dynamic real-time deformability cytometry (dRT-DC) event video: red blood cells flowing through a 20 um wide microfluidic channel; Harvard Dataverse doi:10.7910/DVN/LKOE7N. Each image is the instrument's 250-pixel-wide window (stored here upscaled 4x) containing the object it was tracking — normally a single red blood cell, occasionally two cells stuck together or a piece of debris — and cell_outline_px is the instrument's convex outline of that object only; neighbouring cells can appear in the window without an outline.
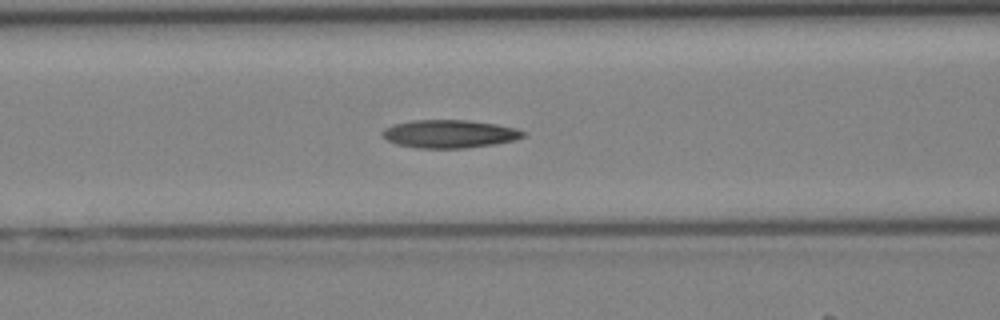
{"species": "Egyptian fruit bat (a non-hibernating species)", "species_latin": "Rousettus aegyptiacus", "temperature_condition": "cold", "stored_images_in_passage": 40, "camera_frame_rate_fps": 3000, "um_per_image_px": 0.085, "animal": {"sex": "female"}, "frame": {"image": 1, "passage_image": 16, "time_ms": 5.0, "image_size_px": [1000, 320], "cell_outline_px": [[528, 132], [524, 136], [516, 140], [492, 144], [464, 148], [416, 148], [396, 144], [380, 136], [380, 132], [384, 128], [396, 124], [412, 120], [468, 120], [496, 124], [516, 128]], "centroid_in_image_um": [38.2, 11.38], "position_along_channel_um": 128.4, "area_um2": 23.12}}
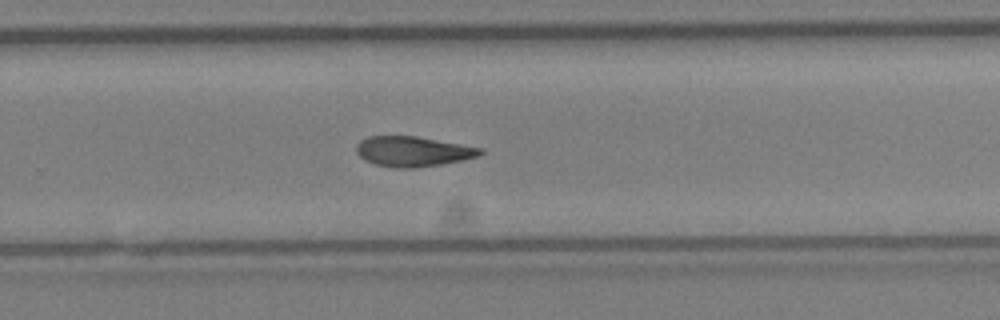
{"frame": {"image": 2, "passage_image": 26, "time_ms": 8.333, "image_size_px": [1000, 320], "cell_outline_px": [[484, 152], [480, 156], [440, 164], [412, 168], [392, 168], [376, 164], [364, 160], [356, 152], [356, 144], [360, 140], [368, 136], [416, 136], [484, 148]], "centroid_in_image_um": [35.09, 12.86], "position_along_channel_um": 294.7, "area_um2": 21.79}}
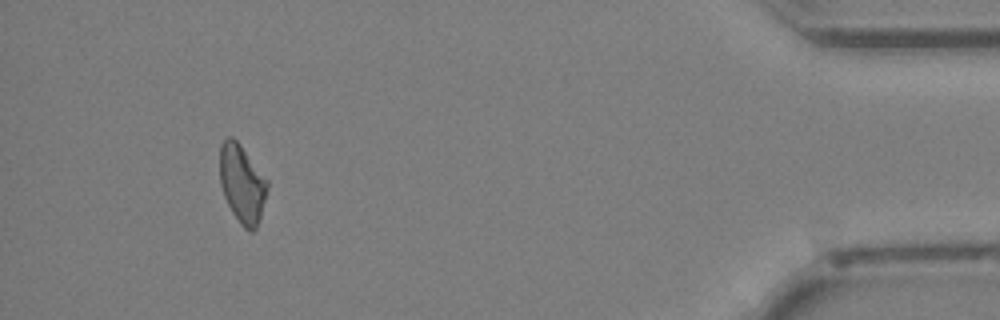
{"frame": {"image": 3, "passage_image": 37, "time_ms": 12.0, "image_size_px": [1000, 320], "cell_outline_px": [[268, 188], [260, 220], [256, 228], [252, 232], [248, 232], [240, 224], [232, 212], [224, 196], [220, 184], [220, 144], [228, 136], [232, 136], [240, 144], [268, 180]], "centroid_in_image_um": [20.58, 15.63], "position_along_channel_um": 414.6, "area_um2": 21.79}}